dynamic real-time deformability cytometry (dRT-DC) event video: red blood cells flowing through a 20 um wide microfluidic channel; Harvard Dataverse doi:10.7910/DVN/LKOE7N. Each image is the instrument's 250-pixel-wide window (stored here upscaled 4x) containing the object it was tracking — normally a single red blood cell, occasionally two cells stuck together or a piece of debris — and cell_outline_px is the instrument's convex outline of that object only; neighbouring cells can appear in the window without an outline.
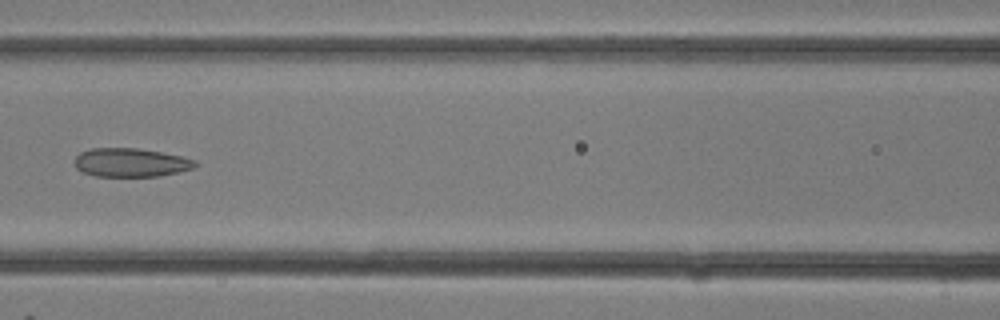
{"species": "common noctule bat (a hibernating species)", "species_latin": "Nyctalus noctula", "temperature_condition": "room temperature", "stored_images_in_passage": 11, "camera_frame_rate_fps": 3000, "um_per_image_px": 0.085, "animal": {"sex": "female"}, "frame": {"image": 1, "passage_image": 8, "time_ms": 2.333, "image_size_px": [1000, 320], "cell_outline_px": [[196, 168], [160, 176], [96, 176], [84, 172], [76, 168], [76, 156], [80, 152], [92, 148], [136, 148], [160, 152], [180, 156], [196, 160]], "centroid_in_image_um": [11.14, 13.81], "position_along_channel_um": 155.5, "area_um2": 20.0}}
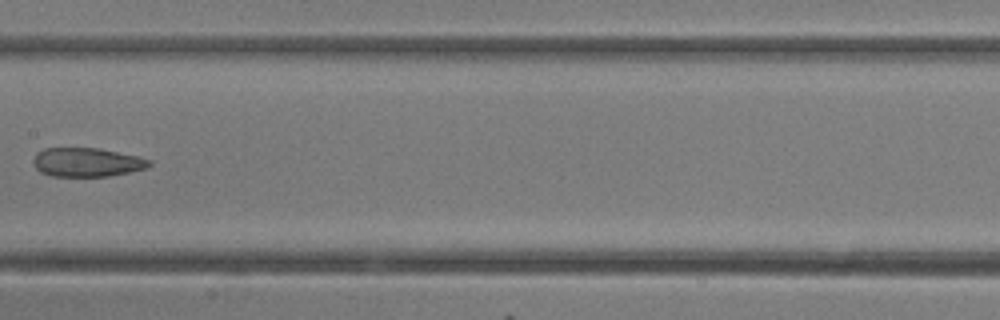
{"frame": {"image": 2, "passage_image": 10, "time_ms": 3.0, "image_size_px": [1000, 320], "cell_outline_px": [[152, 164], [148, 168], [108, 176], [52, 176], [40, 172], [32, 164], [32, 160], [36, 152], [44, 148], [96, 148], [136, 156], [152, 160]], "centroid_in_image_um": [7.35, 13.79], "position_along_channel_um": 200.1, "area_um2": 19.54}}